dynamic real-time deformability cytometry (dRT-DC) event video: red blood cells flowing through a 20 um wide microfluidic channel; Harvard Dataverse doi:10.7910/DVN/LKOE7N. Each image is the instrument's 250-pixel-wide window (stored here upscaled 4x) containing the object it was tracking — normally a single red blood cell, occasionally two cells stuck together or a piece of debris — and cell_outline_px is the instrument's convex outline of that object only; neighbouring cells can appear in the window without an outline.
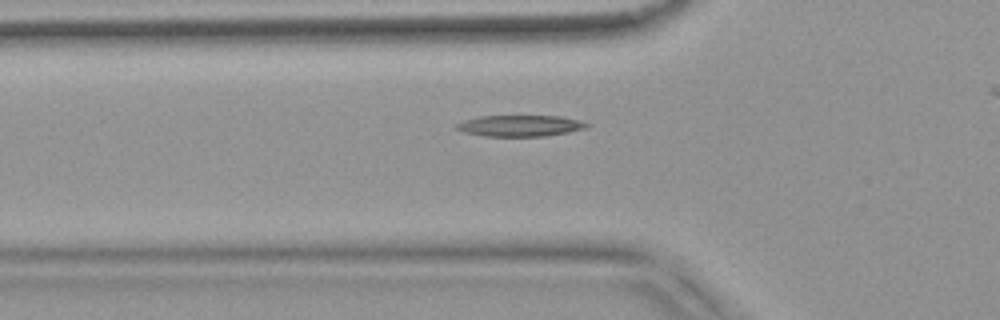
{"species": "common noctule bat (a hibernating species)", "species_latin": "Nyctalus noctula", "temperature_condition": "warm", "stored_images_in_passage": 38, "camera_frame_rate_fps": 3000, "um_per_image_px": 0.085, "animal": {"sex": "female", "body_mass_g": 18.4}, "frame": {"image": 1, "passage_image": 9, "time_ms": 2.667, "image_size_px": [1000, 320], "cell_outline_px": [[592, 124], [588, 128], [568, 132], [544, 136], [484, 136], [464, 132], [456, 128], [456, 124], [464, 120], [480, 116], [560, 116]], "centroid_in_image_um": [44.22, 10.69], "position_along_channel_um": 81.6, "area_um2": 16.01}}
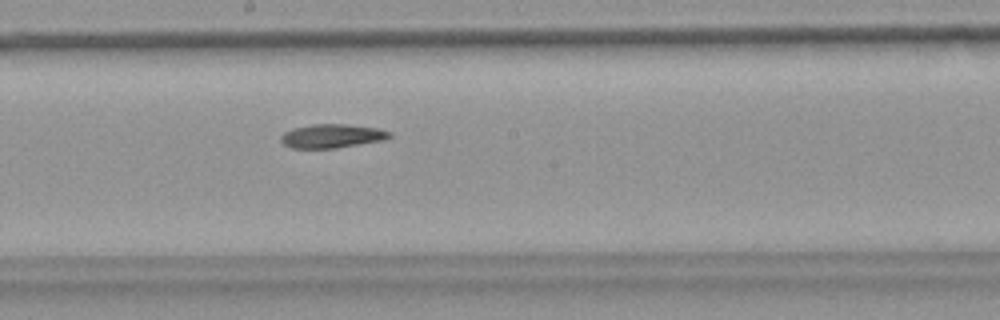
{"frame": {"image": 2, "passage_image": 20, "time_ms": 6.333, "image_size_px": [1000, 320], "cell_outline_px": [[392, 136], [384, 140], [336, 148], [292, 148], [284, 144], [280, 140], [280, 136], [284, 132], [292, 128], [312, 124], [344, 124], [376, 128], [392, 132]], "centroid_in_image_um": [28.2, 11.56], "position_along_channel_um": 220.0, "area_um2": 15.09}}
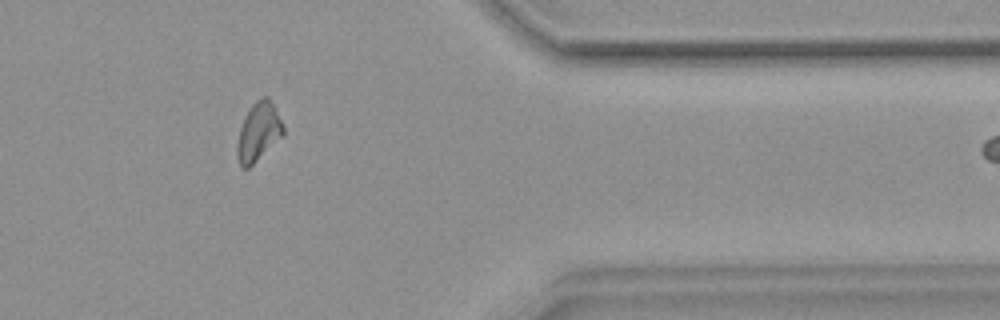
{"frame": {"image": 3, "passage_image": 35, "time_ms": 11.333, "image_size_px": [1000, 320], "cell_outline_px": [[284, 132], [248, 168], [240, 168], [236, 156], [236, 144], [240, 128], [244, 116], [252, 104], [256, 100], [264, 96], [268, 96], [284, 124]], "centroid_in_image_um": [21.93, 11.18], "position_along_channel_um": 389.5, "area_um2": 15.49}}